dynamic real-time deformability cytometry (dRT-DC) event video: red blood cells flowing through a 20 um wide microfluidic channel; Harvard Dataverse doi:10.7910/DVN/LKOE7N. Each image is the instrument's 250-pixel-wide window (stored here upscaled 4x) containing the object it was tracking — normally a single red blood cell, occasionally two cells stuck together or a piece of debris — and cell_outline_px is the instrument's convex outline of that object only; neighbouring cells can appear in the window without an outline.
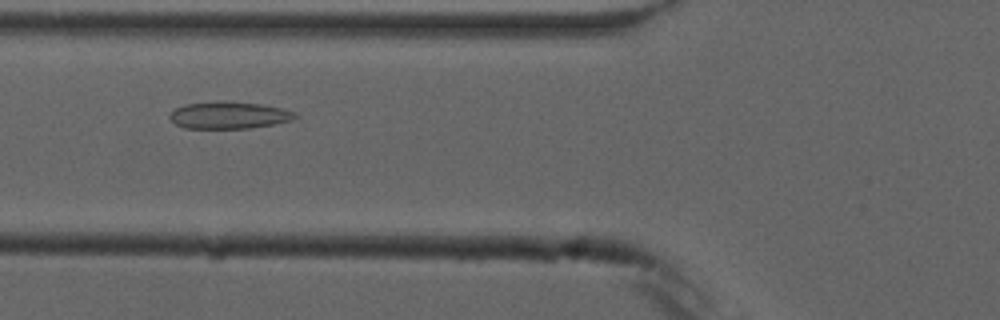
{"species": "common noctule bat (a hibernating species)", "species_latin": "Nyctalus noctula", "temperature_condition": "cold", "stored_images_in_passage": 4, "camera_frame_rate_fps": 3000, "um_per_image_px": 0.085, "animal": {"sex": "male", "forearm_length_mm": 52.5}, "frame": {"image": 1, "passage_image": 4, "time_ms": 4.667, "image_size_px": [1000, 320], "cell_outline_px": [[296, 116], [292, 120], [252, 128], [184, 128], [176, 124], [168, 116], [176, 108], [184, 104], [260, 104], [280, 108], [296, 112]], "centroid_in_image_um": [19.47, 9.84], "position_along_channel_um": 106.3, "area_um2": 18.61}}